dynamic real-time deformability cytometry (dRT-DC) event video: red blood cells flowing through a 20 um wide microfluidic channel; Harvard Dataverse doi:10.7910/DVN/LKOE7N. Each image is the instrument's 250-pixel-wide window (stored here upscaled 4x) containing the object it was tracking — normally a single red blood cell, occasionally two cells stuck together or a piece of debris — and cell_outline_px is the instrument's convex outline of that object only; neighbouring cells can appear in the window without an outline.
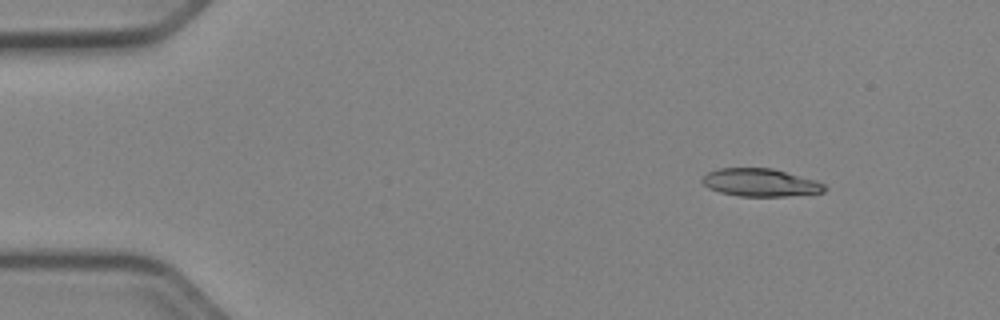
{"species": "Egyptian fruit bat (a non-hibernating species)", "species_latin": "Rousettus aegyptiacus", "temperature_condition": "cold", "stored_images_in_passage": 46, "camera_frame_rate_fps": 3000, "um_per_image_px": 0.085, "animal": {"sex": "female"}, "frame": {"image": 1, "passage_image": 1, "time_ms": 0.0, "image_size_px": [1000, 320], "cell_outline_px": [[828, 188], [824, 192], [788, 196], [740, 196], [720, 192], [708, 188], [700, 180], [708, 172], [720, 168], [772, 168], [816, 180], [824, 184]], "centroid_in_image_um": [64.65, 15.52], "position_along_channel_um": 20.4, "area_um2": 19.83}}
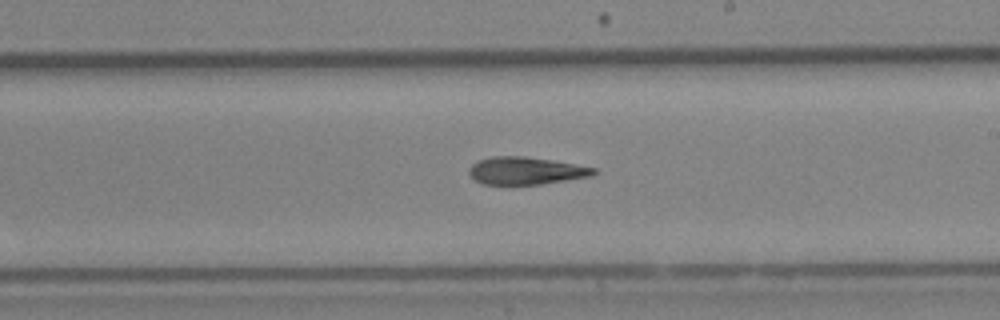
{"frame": {"image": 2, "passage_image": 25, "time_ms": 8.0, "image_size_px": [1000, 320], "cell_outline_px": [[596, 172], [592, 176], [540, 184], [484, 184], [472, 180], [468, 172], [468, 168], [472, 164], [480, 160], [492, 156], [524, 156], [552, 160], [596, 168]], "centroid_in_image_um": [44.65, 14.51], "position_along_channel_um": 244.3, "area_um2": 19.94}}
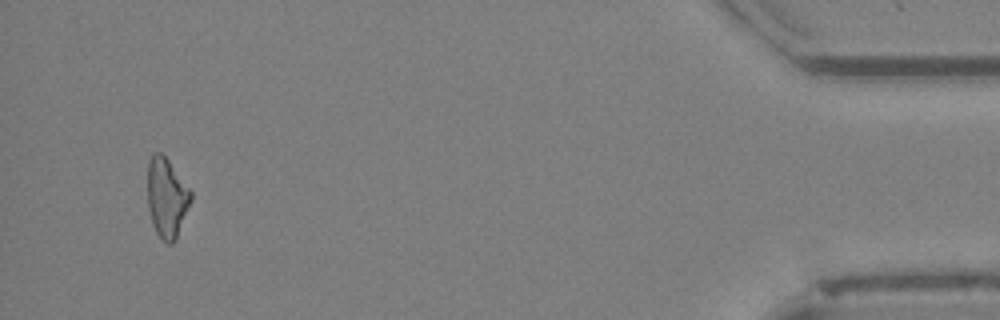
{"frame": {"image": 3, "passage_image": 44, "time_ms": 14.333, "image_size_px": [1000, 320], "cell_outline_px": [[192, 200], [176, 240], [172, 244], [168, 244], [156, 232], [152, 224], [148, 208], [148, 160], [152, 152], [160, 152], [168, 160], [192, 192]], "centroid_in_image_um": [14.17, 16.81], "position_along_channel_um": 421.0, "area_um2": 20.11}, "authors_computed_cell_mechanics": {"area_um2": 20.519, "velocity_mm_per_s": 3.9733, "shape_relaxation_time_tau1_ms": null, "shape_relaxation_time_tau2_ms": 7.3544, "deformation_change_tau1": null, "deformation_change_tau2": 0.1962}}